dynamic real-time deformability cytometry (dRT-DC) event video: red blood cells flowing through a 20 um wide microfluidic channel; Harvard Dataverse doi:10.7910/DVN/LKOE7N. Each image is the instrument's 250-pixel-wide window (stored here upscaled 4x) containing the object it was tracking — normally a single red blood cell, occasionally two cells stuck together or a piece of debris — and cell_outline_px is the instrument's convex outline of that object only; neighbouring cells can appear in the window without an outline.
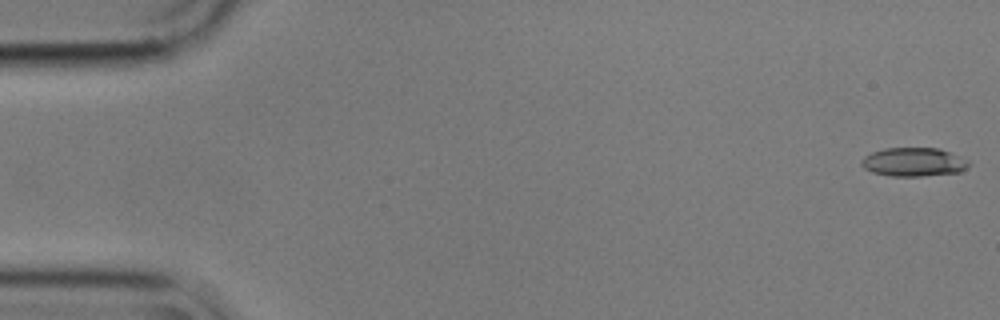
{"species": "common noctule bat (a hibernating species)", "species_latin": "Nyctalus noctula", "temperature_condition": "cold", "stored_images_in_passage": 21, "camera_frame_rate_fps": 3000, "um_per_image_px": 0.085, "animal": {"sex": "male", "body_mass_g": 17.9}, "frame": {"image": 1, "passage_image": 1, "time_ms": 0.0, "image_size_px": [1000, 320], "cell_outline_px": [[972, 164], [960, 172], [920, 176], [888, 176], [872, 172], [864, 168], [860, 164], [860, 160], [864, 156], [872, 152], [884, 148], [940, 148], [960, 156], [968, 160]], "centroid_in_image_um": [77.66, 13.77], "position_along_channel_um": 7.3, "area_um2": 18.15}}
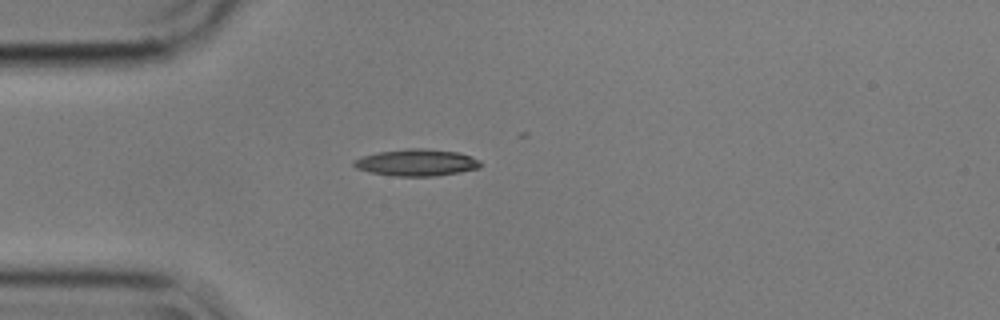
{"frame": {"image": 2, "passage_image": 15, "time_ms": 4.667, "image_size_px": [1000, 320], "cell_outline_px": [[480, 168], [460, 172], [436, 176], [396, 176], [368, 172], [356, 168], [352, 164], [352, 160], [360, 156], [376, 152], [408, 148], [424, 148], [460, 152], [472, 156], [480, 160]], "centroid_in_image_um": [35.39, 13.81], "position_along_channel_um": 49.6, "area_um2": 20.11}}
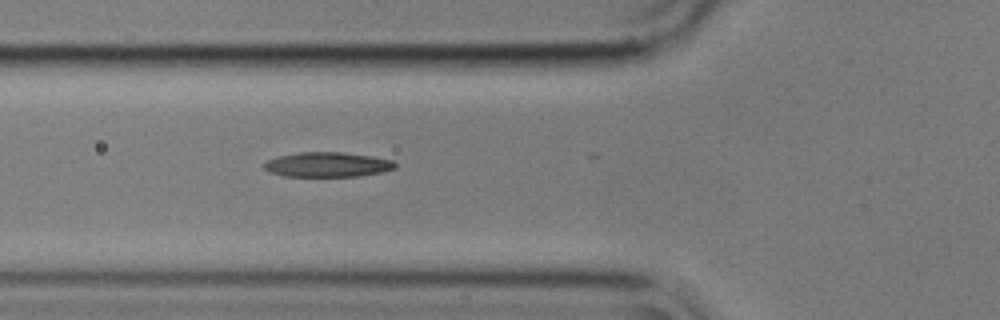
{"frame": {"image": 3, "passage_image": 20, "time_ms": 6.333, "image_size_px": [1000, 320], "cell_outline_px": [[396, 168], [384, 172], [356, 176], [284, 176], [268, 172], [260, 164], [268, 160], [280, 156], [300, 152], [344, 152], [372, 156], [392, 160], [396, 164]], "centroid_in_image_um": [27.82, 13.99], "position_along_channel_um": 98.0, "area_um2": 19.02}}